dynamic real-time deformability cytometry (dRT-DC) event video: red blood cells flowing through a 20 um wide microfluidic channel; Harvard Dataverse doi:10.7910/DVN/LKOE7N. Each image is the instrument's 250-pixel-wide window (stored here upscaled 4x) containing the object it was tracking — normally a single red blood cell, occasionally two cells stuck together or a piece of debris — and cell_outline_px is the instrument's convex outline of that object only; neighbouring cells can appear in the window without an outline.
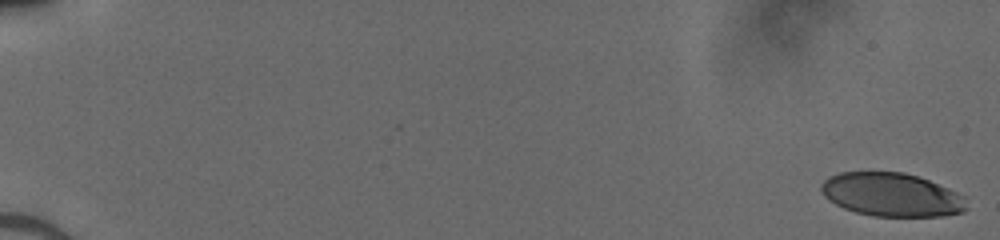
{"species": "human", "species_latin": "Homo sapiens", "temperature_condition": "cold", "stored_images_in_passage": 52, "camera_frame_rate_fps": 3000, "um_per_image_px": 0.085, "donor": {"sex": "male"}, "frame": {"image": 1, "passage_image": 1, "time_ms": 0.0, "image_size_px": [1000, 240], "cell_outline_px": [[968, 208], [964, 212], [940, 216], [872, 216], [856, 212], [844, 208], [828, 200], [824, 196], [820, 188], [820, 184], [824, 180], [840, 172], [904, 172], [928, 180], [948, 188], [964, 196]], "centroid_in_image_um": [75.79, 16.55], "position_along_channel_um": 9.2, "area_um2": 36.82}}
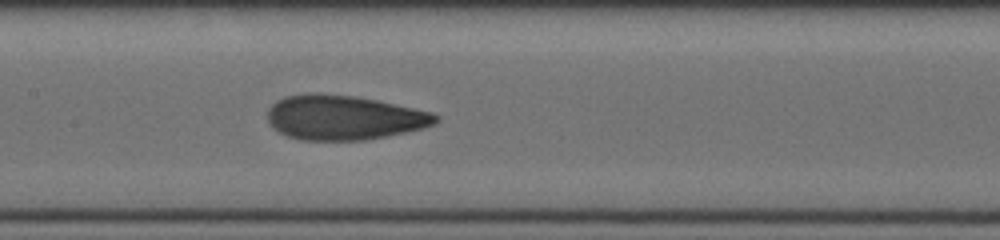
{"frame": {"image": 2, "passage_image": 28, "time_ms": 9.0, "image_size_px": [1000, 240], "cell_outline_px": [[440, 120], [436, 124], [424, 128], [388, 136], [364, 140], [300, 140], [288, 136], [280, 132], [268, 120], [268, 108], [276, 100], [284, 96], [308, 92], [320, 92], [356, 96], [376, 100], [432, 112], [440, 116]], "centroid_in_image_um": [29.24, 9.97], "position_along_channel_um": 178.2, "area_um2": 44.04}}
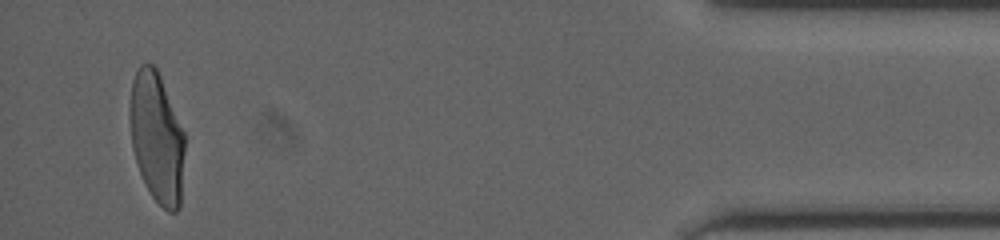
{"frame": {"image": 3, "passage_image": 50, "time_ms": 16.333, "image_size_px": [1000, 240], "cell_outline_px": [[184, 152], [180, 208], [176, 212], [168, 212], [152, 196], [140, 172], [132, 148], [128, 112], [132, 80], [140, 64], [152, 64], [156, 68], [160, 76], [184, 132]], "centroid_in_image_um": [13.31, 11.68], "position_along_channel_um": 421.9, "area_um2": 41.56}}